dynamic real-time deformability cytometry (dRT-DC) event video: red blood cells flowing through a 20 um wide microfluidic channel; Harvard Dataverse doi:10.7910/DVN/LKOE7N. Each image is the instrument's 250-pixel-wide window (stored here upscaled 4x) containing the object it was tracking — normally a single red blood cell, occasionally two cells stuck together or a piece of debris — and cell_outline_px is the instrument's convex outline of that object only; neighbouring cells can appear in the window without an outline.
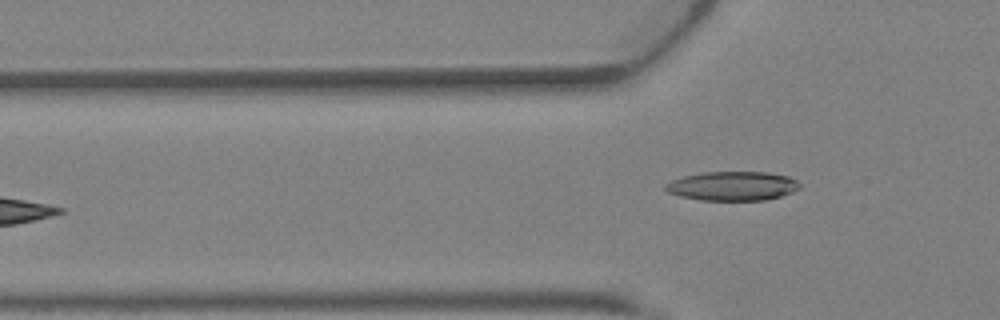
{"species": "Egyptian fruit bat (a non-hibernating species)", "species_latin": "Rousettus aegyptiacus", "temperature_condition": "warm", "stored_images_in_passage": 5, "camera_frame_rate_fps": 3000, "um_per_image_px": 0.085, "animal": {"sex": "female"}, "frame": {"image": 1, "passage_image": 4, "time_ms": 1.0, "image_size_px": [1000, 320], "cell_outline_px": [[800, 188], [792, 192], [780, 196], [764, 200], [700, 200], [680, 196], [668, 192], [664, 188], [664, 184], [672, 180], [684, 176], [704, 172], [768, 172], [788, 176], [796, 180], [800, 184]], "centroid_in_image_um": [62.26, 15.81], "position_along_channel_um": 63.5, "area_um2": 22.77}}
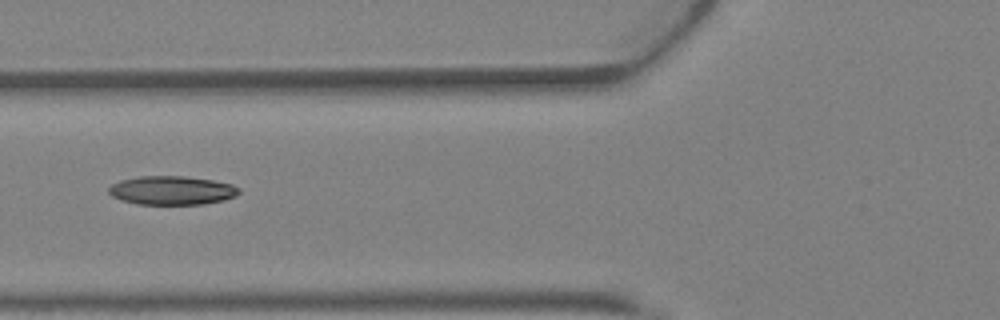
{"frame": {"image": 2, "passage_image": 5, "time_ms": 1.333, "image_size_px": [1000, 320], "cell_outline_px": [[240, 192], [236, 196], [224, 200], [204, 204], [136, 204], [120, 200], [112, 196], [108, 192], [108, 188], [112, 184], [120, 180], [140, 176], [184, 176], [212, 180], [232, 184], [240, 188]], "centroid_in_image_um": [14.6, 16.18], "position_along_channel_um": 111.2, "area_um2": 21.96}}